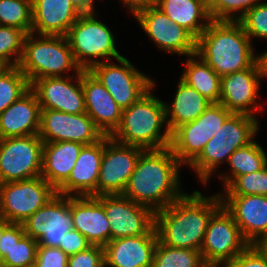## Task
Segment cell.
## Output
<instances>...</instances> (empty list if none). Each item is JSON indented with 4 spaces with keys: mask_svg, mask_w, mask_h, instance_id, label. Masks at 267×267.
Segmentation results:
<instances>
[{
    "mask_svg": "<svg viewBox=\"0 0 267 267\" xmlns=\"http://www.w3.org/2000/svg\"><path fill=\"white\" fill-rule=\"evenodd\" d=\"M136 20L160 50L190 56L196 53L197 39L171 19L156 5L139 11Z\"/></svg>",
    "mask_w": 267,
    "mask_h": 267,
    "instance_id": "2e32d148",
    "label": "cell"
},
{
    "mask_svg": "<svg viewBox=\"0 0 267 267\" xmlns=\"http://www.w3.org/2000/svg\"><path fill=\"white\" fill-rule=\"evenodd\" d=\"M157 242L155 226L144 235L110 240L103 247L105 267H152Z\"/></svg>",
    "mask_w": 267,
    "mask_h": 267,
    "instance_id": "44dd1931",
    "label": "cell"
},
{
    "mask_svg": "<svg viewBox=\"0 0 267 267\" xmlns=\"http://www.w3.org/2000/svg\"><path fill=\"white\" fill-rule=\"evenodd\" d=\"M152 267H209L200 250L169 247L159 240L156 244Z\"/></svg>",
    "mask_w": 267,
    "mask_h": 267,
    "instance_id": "1f68e13d",
    "label": "cell"
},
{
    "mask_svg": "<svg viewBox=\"0 0 267 267\" xmlns=\"http://www.w3.org/2000/svg\"><path fill=\"white\" fill-rule=\"evenodd\" d=\"M22 224L38 246L59 248L65 233L73 228L71 197L56 194Z\"/></svg>",
    "mask_w": 267,
    "mask_h": 267,
    "instance_id": "7c38bea8",
    "label": "cell"
},
{
    "mask_svg": "<svg viewBox=\"0 0 267 267\" xmlns=\"http://www.w3.org/2000/svg\"><path fill=\"white\" fill-rule=\"evenodd\" d=\"M11 67L0 61V77H2Z\"/></svg>",
    "mask_w": 267,
    "mask_h": 267,
    "instance_id": "816d5d0a",
    "label": "cell"
},
{
    "mask_svg": "<svg viewBox=\"0 0 267 267\" xmlns=\"http://www.w3.org/2000/svg\"><path fill=\"white\" fill-rule=\"evenodd\" d=\"M238 22L250 40L254 37L267 40V2L264 1L250 8Z\"/></svg>",
    "mask_w": 267,
    "mask_h": 267,
    "instance_id": "f35d334b",
    "label": "cell"
},
{
    "mask_svg": "<svg viewBox=\"0 0 267 267\" xmlns=\"http://www.w3.org/2000/svg\"><path fill=\"white\" fill-rule=\"evenodd\" d=\"M71 215L73 229L92 245L104 247L111 240L109 221L97 196H72Z\"/></svg>",
    "mask_w": 267,
    "mask_h": 267,
    "instance_id": "603a6c76",
    "label": "cell"
},
{
    "mask_svg": "<svg viewBox=\"0 0 267 267\" xmlns=\"http://www.w3.org/2000/svg\"><path fill=\"white\" fill-rule=\"evenodd\" d=\"M63 77H44L35 80L30 88L35 92L41 109L68 114L86 113L81 71ZM75 78V82L73 80ZM72 80V82H71ZM77 80V81H76Z\"/></svg>",
    "mask_w": 267,
    "mask_h": 267,
    "instance_id": "e0dca14e",
    "label": "cell"
},
{
    "mask_svg": "<svg viewBox=\"0 0 267 267\" xmlns=\"http://www.w3.org/2000/svg\"><path fill=\"white\" fill-rule=\"evenodd\" d=\"M96 15V12L82 13L66 34L74 60L82 70H89L105 59L111 61L110 57H123L115 47V37L110 28L95 19Z\"/></svg>",
    "mask_w": 267,
    "mask_h": 267,
    "instance_id": "52a82bcc",
    "label": "cell"
},
{
    "mask_svg": "<svg viewBox=\"0 0 267 267\" xmlns=\"http://www.w3.org/2000/svg\"><path fill=\"white\" fill-rule=\"evenodd\" d=\"M135 16L139 11L148 8L149 6L156 5L157 0H121Z\"/></svg>",
    "mask_w": 267,
    "mask_h": 267,
    "instance_id": "bcb514c9",
    "label": "cell"
},
{
    "mask_svg": "<svg viewBox=\"0 0 267 267\" xmlns=\"http://www.w3.org/2000/svg\"><path fill=\"white\" fill-rule=\"evenodd\" d=\"M30 89L27 77L18 66L0 77V114Z\"/></svg>",
    "mask_w": 267,
    "mask_h": 267,
    "instance_id": "836d02e7",
    "label": "cell"
},
{
    "mask_svg": "<svg viewBox=\"0 0 267 267\" xmlns=\"http://www.w3.org/2000/svg\"><path fill=\"white\" fill-rule=\"evenodd\" d=\"M39 137L45 142L71 141L88 145L100 141L105 135L87 113L68 114L41 109Z\"/></svg>",
    "mask_w": 267,
    "mask_h": 267,
    "instance_id": "5bb4252c",
    "label": "cell"
},
{
    "mask_svg": "<svg viewBox=\"0 0 267 267\" xmlns=\"http://www.w3.org/2000/svg\"><path fill=\"white\" fill-rule=\"evenodd\" d=\"M256 116L243 113H232L215 136L205 145L200 155L189 165L202 184L210 181L216 168L229 160V157L254 141L259 131Z\"/></svg>",
    "mask_w": 267,
    "mask_h": 267,
    "instance_id": "5b68a950",
    "label": "cell"
},
{
    "mask_svg": "<svg viewBox=\"0 0 267 267\" xmlns=\"http://www.w3.org/2000/svg\"><path fill=\"white\" fill-rule=\"evenodd\" d=\"M104 137L93 144L84 145L68 179L56 190L57 194L72 196H97V183Z\"/></svg>",
    "mask_w": 267,
    "mask_h": 267,
    "instance_id": "7402d4cb",
    "label": "cell"
},
{
    "mask_svg": "<svg viewBox=\"0 0 267 267\" xmlns=\"http://www.w3.org/2000/svg\"><path fill=\"white\" fill-rule=\"evenodd\" d=\"M267 258V233L253 244Z\"/></svg>",
    "mask_w": 267,
    "mask_h": 267,
    "instance_id": "c3c4849f",
    "label": "cell"
},
{
    "mask_svg": "<svg viewBox=\"0 0 267 267\" xmlns=\"http://www.w3.org/2000/svg\"><path fill=\"white\" fill-rule=\"evenodd\" d=\"M222 205L232 215L242 236L253 245L267 233V196H220Z\"/></svg>",
    "mask_w": 267,
    "mask_h": 267,
    "instance_id": "ffe728a7",
    "label": "cell"
},
{
    "mask_svg": "<svg viewBox=\"0 0 267 267\" xmlns=\"http://www.w3.org/2000/svg\"><path fill=\"white\" fill-rule=\"evenodd\" d=\"M82 13H93L95 7L94 0H70Z\"/></svg>",
    "mask_w": 267,
    "mask_h": 267,
    "instance_id": "7dc6e473",
    "label": "cell"
},
{
    "mask_svg": "<svg viewBox=\"0 0 267 267\" xmlns=\"http://www.w3.org/2000/svg\"><path fill=\"white\" fill-rule=\"evenodd\" d=\"M81 81L86 113L104 135L111 136L121 123L122 109L89 70H81Z\"/></svg>",
    "mask_w": 267,
    "mask_h": 267,
    "instance_id": "d6986e66",
    "label": "cell"
},
{
    "mask_svg": "<svg viewBox=\"0 0 267 267\" xmlns=\"http://www.w3.org/2000/svg\"><path fill=\"white\" fill-rule=\"evenodd\" d=\"M81 14L70 0H32L31 33L66 36Z\"/></svg>",
    "mask_w": 267,
    "mask_h": 267,
    "instance_id": "cb8c5ba5",
    "label": "cell"
},
{
    "mask_svg": "<svg viewBox=\"0 0 267 267\" xmlns=\"http://www.w3.org/2000/svg\"><path fill=\"white\" fill-rule=\"evenodd\" d=\"M224 267H267V258L254 245H249Z\"/></svg>",
    "mask_w": 267,
    "mask_h": 267,
    "instance_id": "7bdbcfd3",
    "label": "cell"
},
{
    "mask_svg": "<svg viewBox=\"0 0 267 267\" xmlns=\"http://www.w3.org/2000/svg\"><path fill=\"white\" fill-rule=\"evenodd\" d=\"M26 33L16 27L0 25V61L18 66L22 58ZM14 57V59L12 58Z\"/></svg>",
    "mask_w": 267,
    "mask_h": 267,
    "instance_id": "d590c367",
    "label": "cell"
},
{
    "mask_svg": "<svg viewBox=\"0 0 267 267\" xmlns=\"http://www.w3.org/2000/svg\"><path fill=\"white\" fill-rule=\"evenodd\" d=\"M154 85L134 104L122 110L119 127L110 136L114 141L147 149L170 146L171 134L165 125V105L152 94Z\"/></svg>",
    "mask_w": 267,
    "mask_h": 267,
    "instance_id": "277c9868",
    "label": "cell"
},
{
    "mask_svg": "<svg viewBox=\"0 0 267 267\" xmlns=\"http://www.w3.org/2000/svg\"><path fill=\"white\" fill-rule=\"evenodd\" d=\"M67 267H105L104 248L92 245L68 257Z\"/></svg>",
    "mask_w": 267,
    "mask_h": 267,
    "instance_id": "ab89813d",
    "label": "cell"
},
{
    "mask_svg": "<svg viewBox=\"0 0 267 267\" xmlns=\"http://www.w3.org/2000/svg\"><path fill=\"white\" fill-rule=\"evenodd\" d=\"M226 193L220 196H267V165L258 172L237 176L224 190Z\"/></svg>",
    "mask_w": 267,
    "mask_h": 267,
    "instance_id": "e575fe53",
    "label": "cell"
},
{
    "mask_svg": "<svg viewBox=\"0 0 267 267\" xmlns=\"http://www.w3.org/2000/svg\"><path fill=\"white\" fill-rule=\"evenodd\" d=\"M178 83L172 104L164 102L166 127L170 134L178 127L196 120L212 104L181 78Z\"/></svg>",
    "mask_w": 267,
    "mask_h": 267,
    "instance_id": "4316f807",
    "label": "cell"
},
{
    "mask_svg": "<svg viewBox=\"0 0 267 267\" xmlns=\"http://www.w3.org/2000/svg\"><path fill=\"white\" fill-rule=\"evenodd\" d=\"M57 191L41 176L0 184L1 214L10 223L22 224Z\"/></svg>",
    "mask_w": 267,
    "mask_h": 267,
    "instance_id": "8fae6325",
    "label": "cell"
},
{
    "mask_svg": "<svg viewBox=\"0 0 267 267\" xmlns=\"http://www.w3.org/2000/svg\"><path fill=\"white\" fill-rule=\"evenodd\" d=\"M41 107L30 88L0 114V139L38 135Z\"/></svg>",
    "mask_w": 267,
    "mask_h": 267,
    "instance_id": "d4e9b609",
    "label": "cell"
},
{
    "mask_svg": "<svg viewBox=\"0 0 267 267\" xmlns=\"http://www.w3.org/2000/svg\"><path fill=\"white\" fill-rule=\"evenodd\" d=\"M25 230L23 224L12 223L4 232L0 238V252L4 258L11 247L18 243L24 236Z\"/></svg>",
    "mask_w": 267,
    "mask_h": 267,
    "instance_id": "f6af8a7d",
    "label": "cell"
},
{
    "mask_svg": "<svg viewBox=\"0 0 267 267\" xmlns=\"http://www.w3.org/2000/svg\"><path fill=\"white\" fill-rule=\"evenodd\" d=\"M0 25L31 33L32 0H0Z\"/></svg>",
    "mask_w": 267,
    "mask_h": 267,
    "instance_id": "d6a6232c",
    "label": "cell"
},
{
    "mask_svg": "<svg viewBox=\"0 0 267 267\" xmlns=\"http://www.w3.org/2000/svg\"><path fill=\"white\" fill-rule=\"evenodd\" d=\"M143 150L138 146L120 144L105 135L97 196L123 194Z\"/></svg>",
    "mask_w": 267,
    "mask_h": 267,
    "instance_id": "4fadbf2b",
    "label": "cell"
},
{
    "mask_svg": "<svg viewBox=\"0 0 267 267\" xmlns=\"http://www.w3.org/2000/svg\"><path fill=\"white\" fill-rule=\"evenodd\" d=\"M92 244L76 229H71L65 233L63 243H60V249L68 256L74 255L78 252L84 251L91 247Z\"/></svg>",
    "mask_w": 267,
    "mask_h": 267,
    "instance_id": "ee69618b",
    "label": "cell"
},
{
    "mask_svg": "<svg viewBox=\"0 0 267 267\" xmlns=\"http://www.w3.org/2000/svg\"><path fill=\"white\" fill-rule=\"evenodd\" d=\"M42 158L39 135L0 139V184L41 176Z\"/></svg>",
    "mask_w": 267,
    "mask_h": 267,
    "instance_id": "30bf717a",
    "label": "cell"
},
{
    "mask_svg": "<svg viewBox=\"0 0 267 267\" xmlns=\"http://www.w3.org/2000/svg\"><path fill=\"white\" fill-rule=\"evenodd\" d=\"M83 146L71 141L43 143L41 177L57 190L68 179Z\"/></svg>",
    "mask_w": 267,
    "mask_h": 267,
    "instance_id": "484cf974",
    "label": "cell"
},
{
    "mask_svg": "<svg viewBox=\"0 0 267 267\" xmlns=\"http://www.w3.org/2000/svg\"><path fill=\"white\" fill-rule=\"evenodd\" d=\"M1 218H3V217H2V214H1V205H0V219H1Z\"/></svg>",
    "mask_w": 267,
    "mask_h": 267,
    "instance_id": "db71d44e",
    "label": "cell"
},
{
    "mask_svg": "<svg viewBox=\"0 0 267 267\" xmlns=\"http://www.w3.org/2000/svg\"><path fill=\"white\" fill-rule=\"evenodd\" d=\"M180 166L170 146L143 150L122 195L154 212L164 209L184 194Z\"/></svg>",
    "mask_w": 267,
    "mask_h": 267,
    "instance_id": "6da1fadb",
    "label": "cell"
},
{
    "mask_svg": "<svg viewBox=\"0 0 267 267\" xmlns=\"http://www.w3.org/2000/svg\"><path fill=\"white\" fill-rule=\"evenodd\" d=\"M262 78L259 59L250 68L221 77L219 103L232 113L256 116L254 111L262 107L257 102Z\"/></svg>",
    "mask_w": 267,
    "mask_h": 267,
    "instance_id": "ac0fdd59",
    "label": "cell"
},
{
    "mask_svg": "<svg viewBox=\"0 0 267 267\" xmlns=\"http://www.w3.org/2000/svg\"><path fill=\"white\" fill-rule=\"evenodd\" d=\"M117 61L120 65L111 61L100 62L92 66L89 71L123 110L142 97L154 85V81L139 72L124 56Z\"/></svg>",
    "mask_w": 267,
    "mask_h": 267,
    "instance_id": "ba28073f",
    "label": "cell"
},
{
    "mask_svg": "<svg viewBox=\"0 0 267 267\" xmlns=\"http://www.w3.org/2000/svg\"><path fill=\"white\" fill-rule=\"evenodd\" d=\"M229 175L219 174L226 188L237 176L258 172L267 165V154L256 141L235 150L229 157Z\"/></svg>",
    "mask_w": 267,
    "mask_h": 267,
    "instance_id": "4dcf8cb0",
    "label": "cell"
},
{
    "mask_svg": "<svg viewBox=\"0 0 267 267\" xmlns=\"http://www.w3.org/2000/svg\"><path fill=\"white\" fill-rule=\"evenodd\" d=\"M12 223H10L9 221H7L4 218L0 219V238L3 235V232L11 225Z\"/></svg>",
    "mask_w": 267,
    "mask_h": 267,
    "instance_id": "f907efd6",
    "label": "cell"
},
{
    "mask_svg": "<svg viewBox=\"0 0 267 267\" xmlns=\"http://www.w3.org/2000/svg\"><path fill=\"white\" fill-rule=\"evenodd\" d=\"M249 245L222 205L209 221L200 251L209 267H224Z\"/></svg>",
    "mask_w": 267,
    "mask_h": 267,
    "instance_id": "9c48e42d",
    "label": "cell"
},
{
    "mask_svg": "<svg viewBox=\"0 0 267 267\" xmlns=\"http://www.w3.org/2000/svg\"><path fill=\"white\" fill-rule=\"evenodd\" d=\"M0 267H4V264H3V257L1 255V252H0Z\"/></svg>",
    "mask_w": 267,
    "mask_h": 267,
    "instance_id": "f5cc1de1",
    "label": "cell"
},
{
    "mask_svg": "<svg viewBox=\"0 0 267 267\" xmlns=\"http://www.w3.org/2000/svg\"><path fill=\"white\" fill-rule=\"evenodd\" d=\"M221 206L219 194L211 197L199 191L183 194L155 212L158 240L173 248L200 250L209 221Z\"/></svg>",
    "mask_w": 267,
    "mask_h": 267,
    "instance_id": "7a4b0ae2",
    "label": "cell"
},
{
    "mask_svg": "<svg viewBox=\"0 0 267 267\" xmlns=\"http://www.w3.org/2000/svg\"><path fill=\"white\" fill-rule=\"evenodd\" d=\"M111 230V240L147 234L155 226V212L122 194L99 195Z\"/></svg>",
    "mask_w": 267,
    "mask_h": 267,
    "instance_id": "9a60e30c",
    "label": "cell"
},
{
    "mask_svg": "<svg viewBox=\"0 0 267 267\" xmlns=\"http://www.w3.org/2000/svg\"><path fill=\"white\" fill-rule=\"evenodd\" d=\"M184 66L180 78L212 103H219L221 77L196 53L188 56Z\"/></svg>",
    "mask_w": 267,
    "mask_h": 267,
    "instance_id": "f546056e",
    "label": "cell"
},
{
    "mask_svg": "<svg viewBox=\"0 0 267 267\" xmlns=\"http://www.w3.org/2000/svg\"><path fill=\"white\" fill-rule=\"evenodd\" d=\"M231 114L232 112L220 103H212L205 110L206 144L216 135Z\"/></svg>",
    "mask_w": 267,
    "mask_h": 267,
    "instance_id": "60d3db41",
    "label": "cell"
},
{
    "mask_svg": "<svg viewBox=\"0 0 267 267\" xmlns=\"http://www.w3.org/2000/svg\"><path fill=\"white\" fill-rule=\"evenodd\" d=\"M259 61L261 64V69H262V74H263V79L267 78V51L259 55Z\"/></svg>",
    "mask_w": 267,
    "mask_h": 267,
    "instance_id": "681fc988",
    "label": "cell"
},
{
    "mask_svg": "<svg viewBox=\"0 0 267 267\" xmlns=\"http://www.w3.org/2000/svg\"><path fill=\"white\" fill-rule=\"evenodd\" d=\"M205 145V111L196 120L178 127L171 134L170 148L181 165L189 166Z\"/></svg>",
    "mask_w": 267,
    "mask_h": 267,
    "instance_id": "f1b7e54d",
    "label": "cell"
},
{
    "mask_svg": "<svg viewBox=\"0 0 267 267\" xmlns=\"http://www.w3.org/2000/svg\"><path fill=\"white\" fill-rule=\"evenodd\" d=\"M68 257L60 248L38 246L35 265L37 267H67Z\"/></svg>",
    "mask_w": 267,
    "mask_h": 267,
    "instance_id": "b9f144b4",
    "label": "cell"
},
{
    "mask_svg": "<svg viewBox=\"0 0 267 267\" xmlns=\"http://www.w3.org/2000/svg\"><path fill=\"white\" fill-rule=\"evenodd\" d=\"M38 243L25 235L3 258L4 267H26L35 264Z\"/></svg>",
    "mask_w": 267,
    "mask_h": 267,
    "instance_id": "74e56055",
    "label": "cell"
},
{
    "mask_svg": "<svg viewBox=\"0 0 267 267\" xmlns=\"http://www.w3.org/2000/svg\"><path fill=\"white\" fill-rule=\"evenodd\" d=\"M206 1L209 15L211 19L215 21H238L250 8L254 7L259 3H262L260 2V0Z\"/></svg>",
    "mask_w": 267,
    "mask_h": 267,
    "instance_id": "8d00e7d4",
    "label": "cell"
},
{
    "mask_svg": "<svg viewBox=\"0 0 267 267\" xmlns=\"http://www.w3.org/2000/svg\"><path fill=\"white\" fill-rule=\"evenodd\" d=\"M156 6L171 19V22L184 27L196 39L212 21L206 0H157Z\"/></svg>",
    "mask_w": 267,
    "mask_h": 267,
    "instance_id": "83f0119b",
    "label": "cell"
},
{
    "mask_svg": "<svg viewBox=\"0 0 267 267\" xmlns=\"http://www.w3.org/2000/svg\"><path fill=\"white\" fill-rule=\"evenodd\" d=\"M26 267H37L35 264H33V265H30V266H26Z\"/></svg>",
    "mask_w": 267,
    "mask_h": 267,
    "instance_id": "11a10c76",
    "label": "cell"
},
{
    "mask_svg": "<svg viewBox=\"0 0 267 267\" xmlns=\"http://www.w3.org/2000/svg\"><path fill=\"white\" fill-rule=\"evenodd\" d=\"M238 21L212 20L197 38L196 54L220 77L250 68L258 59Z\"/></svg>",
    "mask_w": 267,
    "mask_h": 267,
    "instance_id": "3957f363",
    "label": "cell"
},
{
    "mask_svg": "<svg viewBox=\"0 0 267 267\" xmlns=\"http://www.w3.org/2000/svg\"><path fill=\"white\" fill-rule=\"evenodd\" d=\"M37 35L28 33L24 39L20 71L30 85L44 77H63L65 71L82 69L76 64L66 36ZM62 74V75H61Z\"/></svg>",
    "mask_w": 267,
    "mask_h": 267,
    "instance_id": "8992f818",
    "label": "cell"
}]
</instances>
